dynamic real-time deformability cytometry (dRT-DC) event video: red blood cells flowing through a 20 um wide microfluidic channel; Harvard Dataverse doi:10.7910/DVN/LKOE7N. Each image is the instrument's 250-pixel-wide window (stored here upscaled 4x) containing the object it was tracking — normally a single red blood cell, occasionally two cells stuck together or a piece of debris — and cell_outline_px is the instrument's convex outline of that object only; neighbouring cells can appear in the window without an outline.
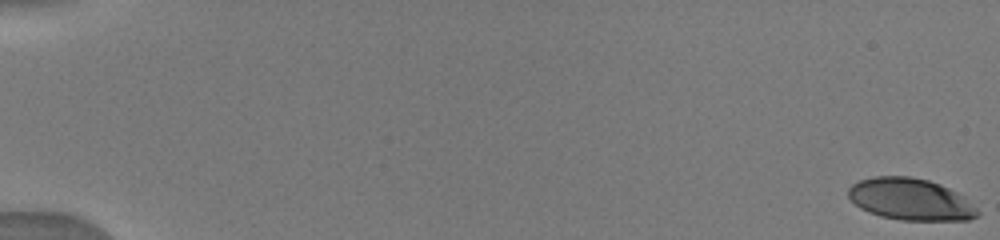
{"species": "human", "species_latin": "Homo sapiens", "temperature_condition": "warm", "stored_images_in_passage": 39, "camera_frame_rate_fps": 3000, "um_per_image_px": 0.085, "donor": {"sex": "male"}, "frame": {"image": 1, "passage_image": 1, "time_ms": 0.0, "image_size_px": [1000, 240], "cell_outline_px": [[980, 212], [976, 216], [968, 220], [900, 220], [880, 216], [868, 212], [860, 208], [848, 196], [848, 188], [852, 184], [860, 180], [872, 176], [912, 176], [928, 180], [940, 184], [964, 196]], "centroid_in_image_um": [77.37, 16.93], "position_along_channel_um": 7.6, "area_um2": 31.5}}
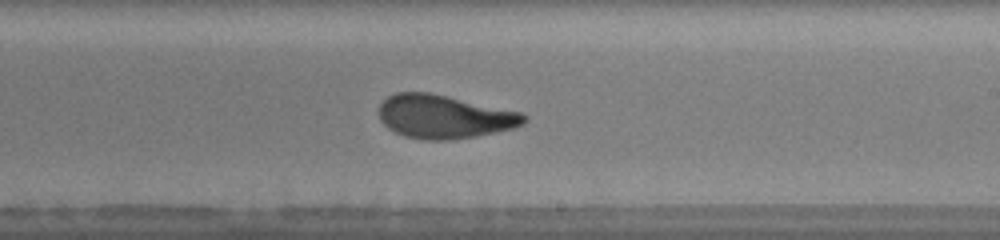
{"frame": {"image": 2, "passage_image": 24, "time_ms": 10.667, "image_size_px": [1000, 240], "cell_outline_px": [[528, 120], [524, 124], [512, 128], [496, 132], [476, 136], [448, 140], [424, 140], [404, 136], [388, 128], [380, 120], [380, 104], [388, 96], [396, 92], [428, 92], [524, 112], [528, 116]], "centroid_in_image_um": [37.8, 9.91], "position_along_channel_um": 251.2, "area_um2": 36.88}}
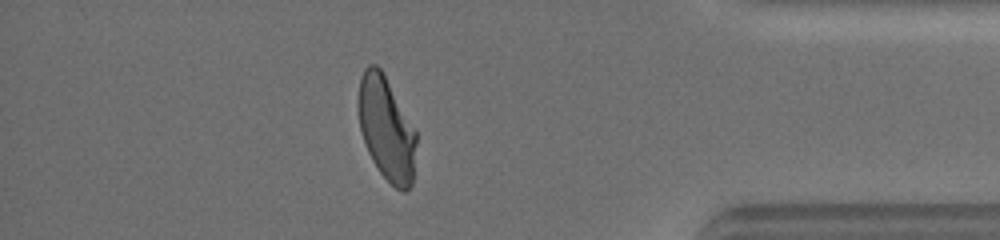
{"frame": {"image": 3, "passage_image": 36, "time_ms": 15.0, "image_size_px": [1000, 240], "cell_outline_px": [[416, 144], [412, 184], [404, 192], [400, 192], [380, 172], [372, 160], [364, 144], [360, 128], [356, 104], [360, 76], [364, 68], [368, 64], [376, 64], [380, 68], [416, 132]], "centroid_in_image_um": [32.8, 10.92], "position_along_channel_um": 402.4, "area_um2": 34.91}}